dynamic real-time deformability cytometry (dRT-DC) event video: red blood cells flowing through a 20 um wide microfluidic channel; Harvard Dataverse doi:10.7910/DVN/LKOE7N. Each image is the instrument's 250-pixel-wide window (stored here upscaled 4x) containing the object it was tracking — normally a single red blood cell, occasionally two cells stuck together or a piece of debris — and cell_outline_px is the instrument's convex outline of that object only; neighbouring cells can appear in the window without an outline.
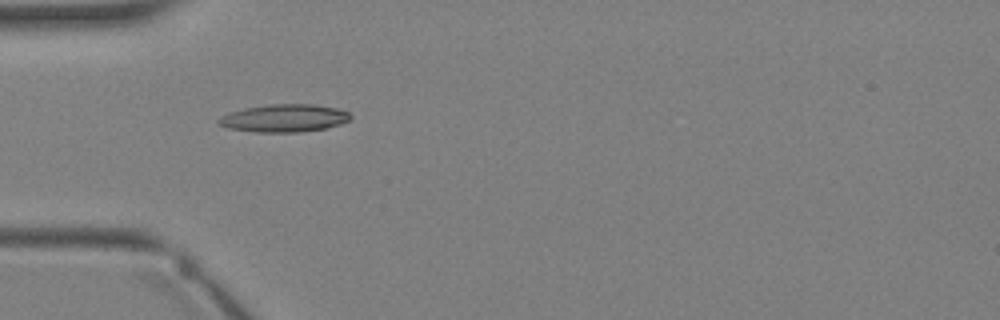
{"species": "Egyptian fruit bat (a non-hibernating species)", "species_latin": "Rousettus aegyptiacus", "temperature_condition": "warm", "stored_images_in_passage": 4, "camera_frame_rate_fps": 3000, "um_per_image_px": 0.085, "animal": {"sex": "female"}, "frame": {"image": 1, "passage_image": 4, "time_ms": 3.667, "image_size_px": [1000, 320], "cell_outline_px": [[352, 116], [348, 120], [340, 124], [328, 128], [300, 132], [256, 132], [228, 128], [216, 124], [216, 120], [232, 112], [244, 108], [268, 104], [312, 104], [336, 108], [348, 112]], "centroid_in_image_um": [24.16, 10.05], "position_along_channel_um": 60.8, "area_um2": 21.27}}